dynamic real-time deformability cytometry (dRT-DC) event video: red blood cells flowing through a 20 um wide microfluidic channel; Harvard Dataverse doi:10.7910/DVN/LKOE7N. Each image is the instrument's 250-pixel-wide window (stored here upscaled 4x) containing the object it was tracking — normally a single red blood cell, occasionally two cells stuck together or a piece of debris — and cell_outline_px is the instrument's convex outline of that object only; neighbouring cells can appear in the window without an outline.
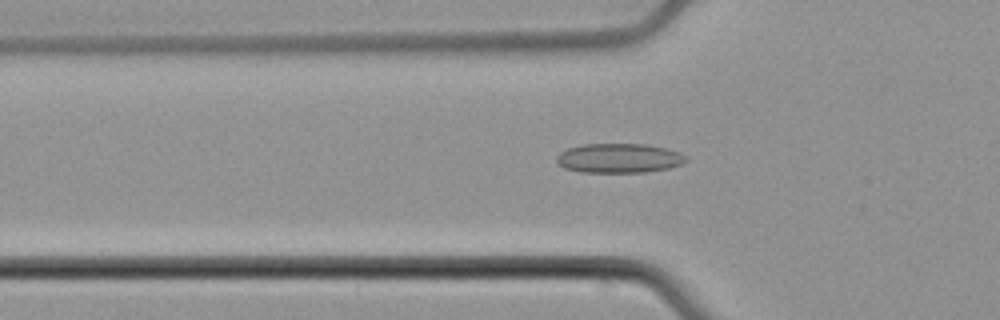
{"species": "common noctule bat (a hibernating species)", "species_latin": "Nyctalus noctula", "temperature_condition": "cold", "stored_images_in_passage": 55, "camera_frame_rate_fps": 3000, "um_per_image_px": 0.085, "animal": {"sex": "male", "body_mass_g": 21.5, "forearm_length_mm": 52.0}, "frame": {"image": 1, "passage_image": 19, "time_ms": 6.0, "image_size_px": [1000, 320], "cell_outline_px": [[688, 160], [680, 164], [668, 168], [644, 172], [580, 172], [564, 168], [556, 164], [556, 156], [560, 152], [568, 148], [580, 144], [648, 144], [668, 148], [680, 152], [688, 156]], "centroid_in_image_um": [52.61, 13.43], "position_along_channel_um": 73.2, "area_um2": 22.48}}
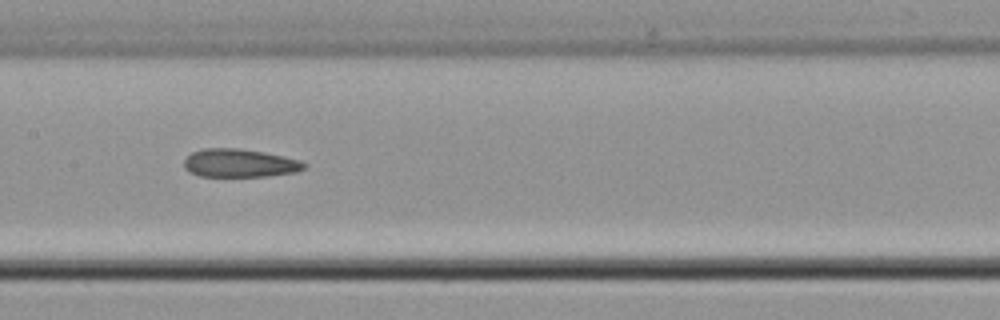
{"frame": {"image": 2, "passage_image": 28, "time_ms": 9.0, "image_size_px": [1000, 320], "cell_outline_px": [[308, 164], [304, 168], [296, 172], [268, 176], [200, 176], [188, 172], [184, 168], [184, 160], [192, 152], [204, 148], [236, 148], [264, 152], [284, 156], [300, 160]], "centroid_in_image_um": [20.37, 13.86], "position_along_channel_um": 187.0, "area_um2": 19.83}}
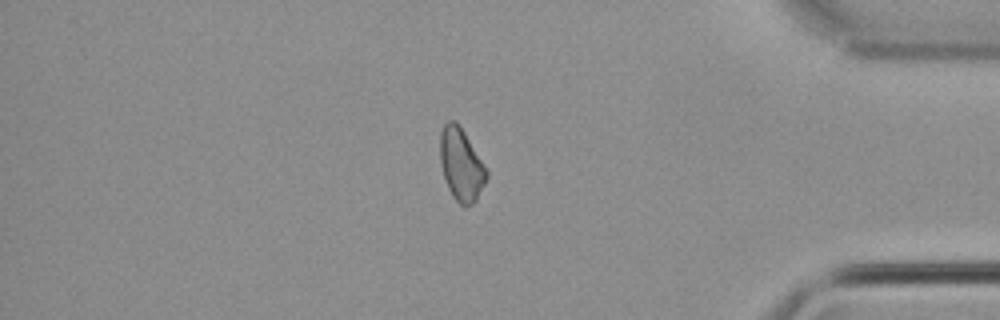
{"frame": {"image": 3, "passage_image": 47, "time_ms": 15.333, "image_size_px": [1000, 320], "cell_outline_px": [[488, 176], [476, 200], [472, 204], [464, 208], [452, 196], [448, 188], [440, 164], [440, 132], [444, 124], [448, 120], [456, 120], [460, 124], [488, 168]], "centroid_in_image_um": [39.21, 13.96], "position_along_channel_um": 396.0, "area_um2": 20.06}, "authors_computed_cell_mechanics": {"area_um2": 20.6346, "velocity_mm_per_s": 3.7941, "shape_relaxation_time_tau1_ms": null, "shape_relaxation_time_tau2_ms": 5.2735, "deformation_change_tau1": null, "deformation_change_tau2": 0.1376}}